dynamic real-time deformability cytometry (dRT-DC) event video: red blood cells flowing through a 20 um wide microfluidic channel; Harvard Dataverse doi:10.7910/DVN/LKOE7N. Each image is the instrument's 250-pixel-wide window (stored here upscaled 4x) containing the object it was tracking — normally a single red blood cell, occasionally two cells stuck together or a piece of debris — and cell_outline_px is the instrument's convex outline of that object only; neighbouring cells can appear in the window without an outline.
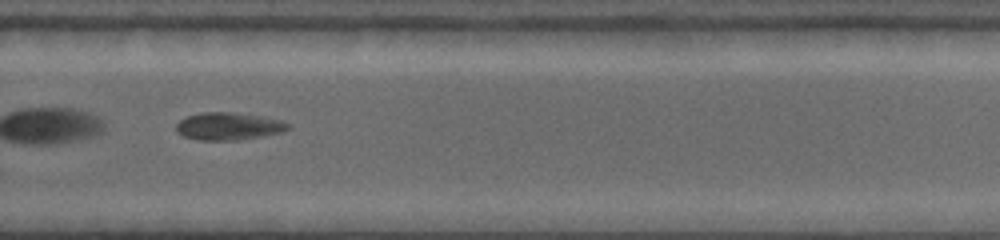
{"species": "common noctule bat (a hibernating species)", "species_latin": "Nyctalus noctula", "temperature_condition": "warm", "stored_images_in_passage": 56, "camera_frame_rate_fps": 4500, "um_per_image_px": 0.085, "animal": {"sex": "female", "body_mass_g": 19.0, "forearm_length_mm": 53.3}, "frame": {"image": 1, "passage_image": 40, "time_ms": 7.556, "image_size_px": [1000, 240], "cell_outline_px": [[292, 128], [280, 132], [264, 136], [236, 140], [200, 140], [184, 136], [176, 132], [176, 124], [180, 120], [188, 116], [204, 112], [236, 112], [284, 120]], "centroid_in_image_um": [19.45, 10.73], "position_along_channel_um": 310.4, "area_um2": 17.98}, "authors_computed_cell_mechanics": {"area_um2": 17.9758, "velocity_mm_per_s": 3.7113, "shape_relaxation_time_tau1_ms": 3.7258, "shape_relaxation_time_tau2_ms": null, "deformation_change_tau1": 0.0956, "deformation_change_tau2": null}}